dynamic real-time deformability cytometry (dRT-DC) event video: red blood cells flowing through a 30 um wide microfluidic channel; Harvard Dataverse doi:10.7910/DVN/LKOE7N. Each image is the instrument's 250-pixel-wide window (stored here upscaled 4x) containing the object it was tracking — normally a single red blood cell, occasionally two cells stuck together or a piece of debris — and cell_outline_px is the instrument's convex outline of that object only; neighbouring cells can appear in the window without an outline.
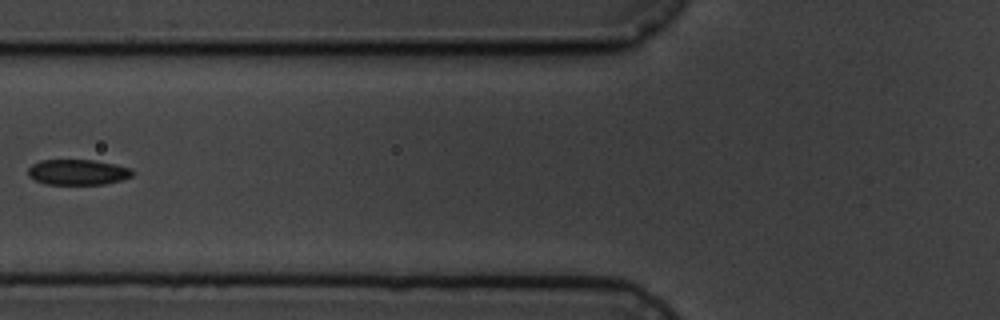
{"species": "common noctule bat (a hibernating species)", "species_latin": "Nyctalus noctula", "temperature_condition": "cold", "stored_images_in_passage": 9, "camera_frame_rate_fps": 3000, "um_per_image_px": 0.085, "animal": {"sex": "male", "body_mass_g": 19.5, "forearm_length_mm": 54.6}, "frame": {"image": 1, "passage_image": 6, "time_ms": 6.0, "image_size_px": [1000, 320], "cell_outline_px": [[136, 172], [132, 176], [120, 180], [104, 184], [44, 184], [28, 176], [28, 168], [32, 164], [40, 160], [92, 160], [116, 164], [132, 168]], "centroid_in_image_um": [6.63, 14.63], "position_along_channel_um": 119.2, "area_um2": 15.61}}
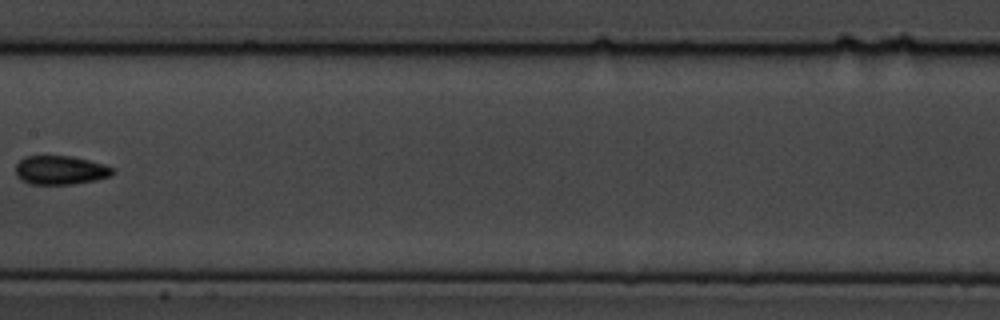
{"frame": {"image": 2, "passage_image": 8, "time_ms": 8.333, "image_size_px": [1000, 320], "cell_outline_px": [[116, 172], [112, 176], [96, 180], [72, 184], [32, 184], [20, 180], [16, 176], [16, 164], [24, 156], [68, 156], [88, 160], [104, 164], [116, 168]], "centroid_in_image_um": [5.16, 14.47], "position_along_channel_um": 202.2, "area_um2": 16.47}}
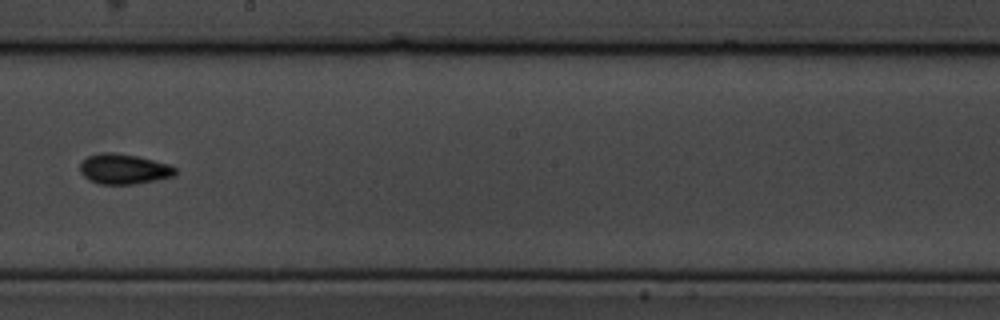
{"frame": {"image": 3, "passage_image": 9, "time_ms": 9.333, "image_size_px": [1000, 320], "cell_outline_px": [[176, 176], [156, 180], [132, 184], [100, 184], [88, 180], [80, 172], [80, 164], [88, 156], [100, 152], [112, 152], [136, 156], [168, 164], [176, 168]], "centroid_in_image_um": [10.51, 14.37], "position_along_channel_um": 237.7, "area_um2": 16.7}}